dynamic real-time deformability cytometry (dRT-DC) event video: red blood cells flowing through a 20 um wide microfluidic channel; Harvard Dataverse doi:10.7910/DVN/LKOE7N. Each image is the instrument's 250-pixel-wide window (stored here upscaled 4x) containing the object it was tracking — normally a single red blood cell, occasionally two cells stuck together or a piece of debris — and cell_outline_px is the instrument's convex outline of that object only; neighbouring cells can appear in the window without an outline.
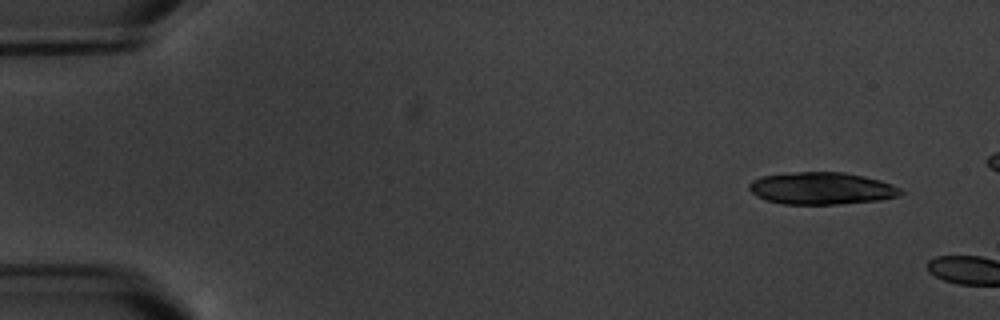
{"species": "common noctule bat (a hibernating species)", "species_latin": "Nyctalus noctula", "temperature_condition": "warm", "stored_images_in_passage": 2, "camera_frame_rate_fps": 3000, "um_per_image_px": 0.085, "animal": {"sex": "male", "body_mass_g": 20.1, "forearm_length_mm": 53.5}, "frame": {"image": 1, "passage_image": 1, "time_ms": 0.0, "image_size_px": [1000, 320], "cell_outline_px": [[904, 192], [896, 196], [880, 200], [836, 204], [784, 204], [764, 200], [756, 196], [748, 188], [748, 184], [752, 180], [760, 176], [796, 172], [844, 172], [864, 176], [880, 180], [892, 184], [900, 188]], "centroid_in_image_um": [69.8, 16.01], "position_along_channel_um": 15.2, "area_um2": 28.5}}